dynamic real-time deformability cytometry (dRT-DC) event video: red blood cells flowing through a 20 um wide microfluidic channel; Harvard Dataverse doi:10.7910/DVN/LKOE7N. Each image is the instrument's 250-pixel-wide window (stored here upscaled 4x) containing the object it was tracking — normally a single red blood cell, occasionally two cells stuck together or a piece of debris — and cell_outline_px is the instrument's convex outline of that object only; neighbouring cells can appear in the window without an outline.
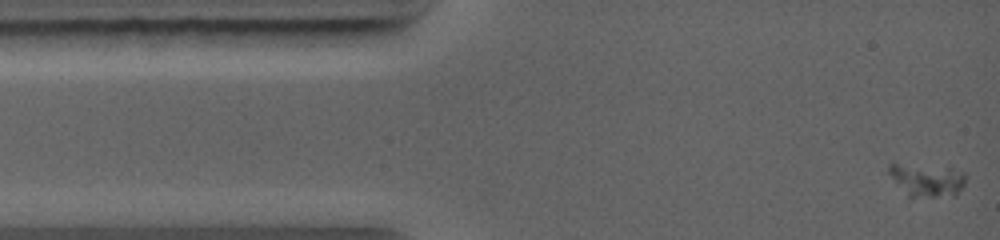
{"species": "common noctule bat (a hibernating species)", "species_latin": "Nyctalus noctula", "temperature_condition": "warm", "stored_images_in_passage": 43, "camera_frame_rate_fps": 5000, "um_per_image_px": 0.085, "animal": {"sex": "female", "body_mass_g": 19.0, "forearm_length_mm": 56.7}, "frame": {"image": 1, "passage_image": 1, "time_ms": 0.0, "image_size_px": [1000, 240], "cell_outline_px": [[964, 184], [956, 196], [908, 200], [888, 172], [888, 168], [892, 160], [948, 164], [964, 172]], "centroid_in_image_um": [78.74, 15.24], "position_along_channel_um": 6.3, "area_um2": 16.82}}
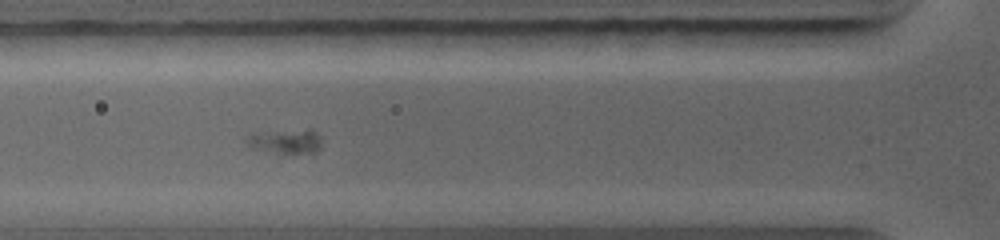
{"frame": {"image": 2, "passage_image": 19, "time_ms": 3.6, "image_size_px": [1000, 240], "cell_outline_px": [[320, 148], [316, 152], [284, 156], [252, 148], [244, 140], [252, 132], [308, 128], [312, 128], [320, 136]], "centroid_in_image_um": [24.28, 12.02], "position_along_channel_um": 101.5, "area_um2": 11.62}}
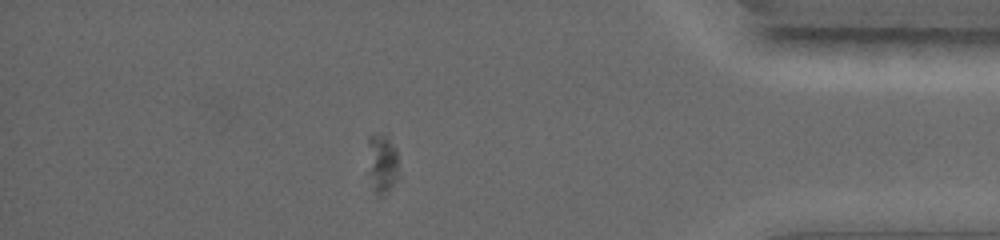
{"frame": {"image": 3, "passage_image": 37, "time_ms": 10.8, "image_size_px": [1000, 240], "cell_outline_px": [[396, 176], [392, 184], [384, 196], [376, 192], [368, 172], [368, 136], [372, 132], [380, 132], [396, 148]], "centroid_in_image_um": [32.42, 13.8], "position_along_channel_um": 402.8, "area_um2": 10.23}}